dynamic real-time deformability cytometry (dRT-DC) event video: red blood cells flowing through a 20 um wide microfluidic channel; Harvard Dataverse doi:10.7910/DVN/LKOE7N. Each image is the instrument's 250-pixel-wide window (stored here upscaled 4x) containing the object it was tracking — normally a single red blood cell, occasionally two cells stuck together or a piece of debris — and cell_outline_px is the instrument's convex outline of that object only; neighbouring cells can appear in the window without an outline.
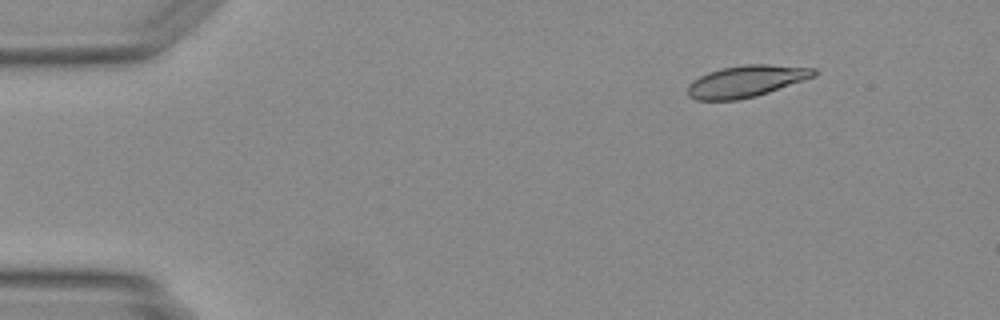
{"species": "Egyptian fruit bat (a non-hibernating species)", "species_latin": "Rousettus aegyptiacus", "temperature_condition": "warm", "stored_images_in_passage": 10, "camera_frame_rate_fps": 3000, "um_per_image_px": 0.085, "animal": {"sex": "female"}, "frame": {"image": 1, "passage_image": 1, "time_ms": 0.0, "image_size_px": [1000, 320], "cell_outline_px": [[820, 72], [816, 76], [756, 96], [736, 100], [696, 100], [688, 96], [688, 84], [692, 80], [708, 72], [720, 68], [744, 64], [768, 64], [816, 68]], "centroid_in_image_um": [63.44, 6.89], "position_along_channel_um": 21.6, "area_um2": 23.47}}
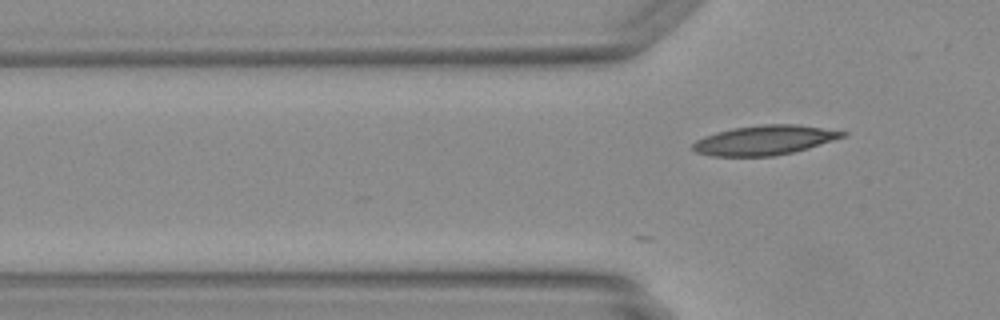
{"frame": {"image": 2, "passage_image": 10, "time_ms": 3.0, "image_size_px": [1000, 320], "cell_outline_px": [[848, 132], [844, 136], [808, 148], [792, 152], [772, 156], [712, 156], [696, 152], [692, 148], [692, 144], [696, 140], [704, 136], [716, 132], [732, 128], [760, 124], [796, 124]], "centroid_in_image_um": [64.93, 11.91], "position_along_channel_um": 60.9, "area_um2": 25.61}}